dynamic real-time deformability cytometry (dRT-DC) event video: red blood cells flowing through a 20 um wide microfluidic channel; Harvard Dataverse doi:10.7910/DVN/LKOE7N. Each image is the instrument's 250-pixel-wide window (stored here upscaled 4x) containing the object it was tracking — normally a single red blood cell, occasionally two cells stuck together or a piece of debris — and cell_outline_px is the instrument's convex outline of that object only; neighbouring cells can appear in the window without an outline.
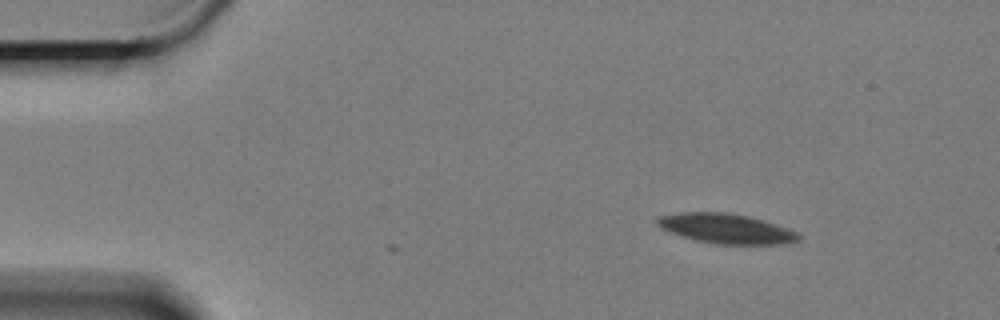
{"species": "Egyptian fruit bat (a non-hibernating species)", "species_latin": "Rousettus aegyptiacus", "temperature_condition": "cold", "stored_images_in_passage": 54, "camera_frame_rate_fps": 3000, "um_per_image_px": 0.085, "animal": {"sex": "female"}, "frame": {"image": 1, "passage_image": 1, "time_ms": 0.0, "image_size_px": [1000, 320], "cell_outline_px": [[800, 240], [780, 244], [716, 244], [696, 240], [660, 228], [656, 224], [656, 220], [660, 216], [680, 212], [724, 212], [748, 216], [764, 220], [788, 228], [796, 232], [800, 236]], "centroid_in_image_um": [61.73, 19.42], "position_along_channel_um": 23.3, "area_um2": 24.33}}
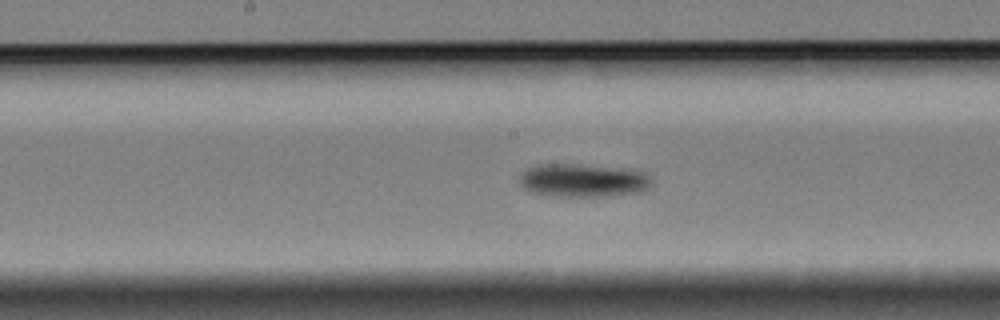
{"frame": {"image": 2, "passage_image": 24, "time_ms": 7.667, "image_size_px": [1000, 320], "cell_outline_px": [[652, 188], [644, 192], [608, 196], [548, 196], [532, 192], [520, 188], [520, 176], [528, 168], [540, 164], [580, 164], [620, 168], [644, 172], [652, 180]], "centroid_in_image_um": [49.58, 15.35], "position_along_channel_um": 198.6, "area_um2": 25.95}}
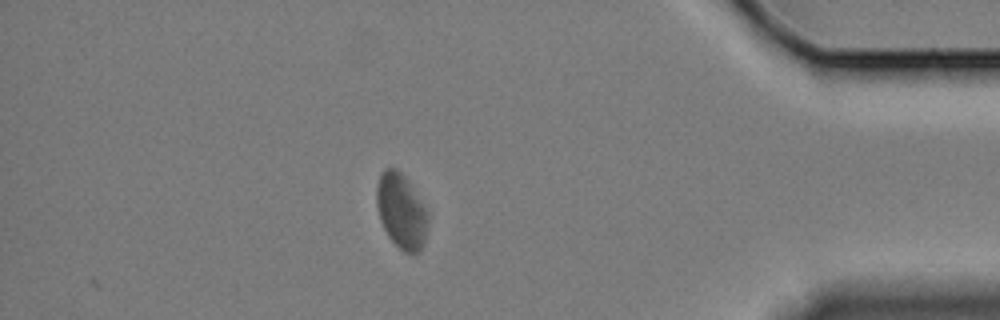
{"frame": {"image": 3, "passage_image": 46, "time_ms": 15.0, "image_size_px": [1000, 320], "cell_outline_px": [[428, 220], [424, 244], [420, 252], [404, 252], [388, 236], [380, 220], [376, 204], [376, 188], [380, 172], [384, 168], [396, 168], [408, 180], [428, 212]], "centroid_in_image_um": [34.1, 17.92], "position_along_channel_um": 401.1, "area_um2": 22.43}, "authors_computed_cell_mechanics": {"area_um2": 24.3338, "velocity_mm_per_s": 3.2555, "shape_relaxation_time_tau1_ms": 2.819, "shape_relaxation_time_tau2_ms": null, "deformation_change_tau1": 0.0651, "deformation_change_tau2": null}}